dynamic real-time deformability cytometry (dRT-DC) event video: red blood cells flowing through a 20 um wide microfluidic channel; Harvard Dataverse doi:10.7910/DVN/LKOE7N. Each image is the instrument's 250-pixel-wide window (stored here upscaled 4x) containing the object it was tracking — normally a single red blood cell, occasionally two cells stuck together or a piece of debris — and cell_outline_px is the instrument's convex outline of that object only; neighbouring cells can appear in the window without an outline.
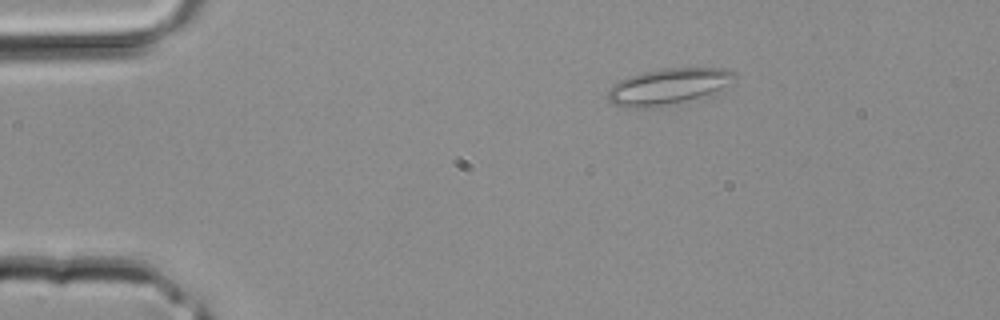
{"species": "common noctule bat (a hibernating species)", "species_latin": "Nyctalus noctula", "temperature_condition": "room temperature", "stored_images_in_passage": 2, "camera_frame_rate_fps": 3000, "um_per_image_px": 0.085, "animal": {"sex": "male", "body_mass_g": 20.4}, "frame": {"image": 1, "passage_image": 1, "time_ms": 0.0, "image_size_px": [1000, 320], "cell_outline_px": [[736, 84], [676, 104], [644, 108], [620, 108], [612, 104], [608, 100], [608, 92], [612, 84], [628, 76], [644, 72], [664, 68], [724, 68], [736, 72]], "centroid_in_image_um": [56.81, 7.35], "position_along_channel_um": 28.2, "area_um2": 27.05}}